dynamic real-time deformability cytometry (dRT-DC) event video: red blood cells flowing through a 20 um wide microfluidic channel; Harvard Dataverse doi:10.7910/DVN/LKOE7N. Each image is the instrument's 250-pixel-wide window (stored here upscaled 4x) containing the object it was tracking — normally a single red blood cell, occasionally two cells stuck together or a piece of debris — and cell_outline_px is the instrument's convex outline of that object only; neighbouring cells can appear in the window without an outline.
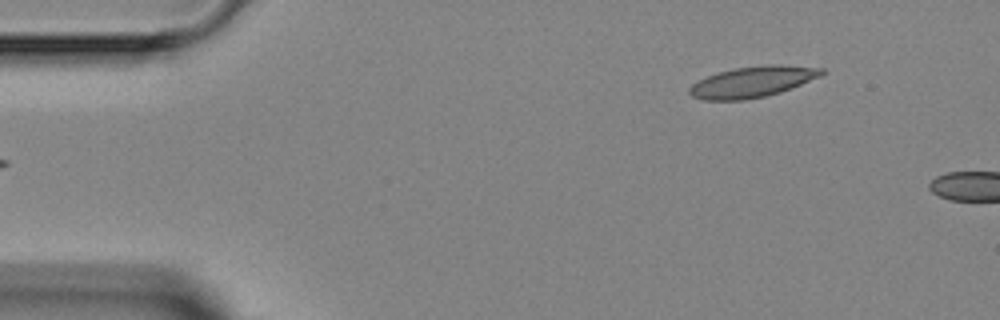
{"species": "Egyptian fruit bat (a non-hibernating species)", "species_latin": "Rousettus aegyptiacus", "temperature_condition": "room temperature", "stored_images_in_passage": 5, "segment_of_instrument_passage": [2, 2], "camera_frame_rate_fps": 3000, "um_per_image_px": 0.085, "animal": {"sex": "female"}, "frame": {"image": 1, "passage_image": 5, "time_ms": 5.0, "image_size_px": [1000, 320], "cell_outline_px": [[828, 72], [820, 76], [780, 92], [764, 96], [744, 100], [704, 100], [692, 96], [688, 92], [688, 88], [692, 84], [708, 76], [732, 68], [764, 64], [780, 64], [824, 68]], "centroid_in_image_um": [63.98, 6.94], "position_along_channel_um": 21.0, "area_um2": 23.81}}